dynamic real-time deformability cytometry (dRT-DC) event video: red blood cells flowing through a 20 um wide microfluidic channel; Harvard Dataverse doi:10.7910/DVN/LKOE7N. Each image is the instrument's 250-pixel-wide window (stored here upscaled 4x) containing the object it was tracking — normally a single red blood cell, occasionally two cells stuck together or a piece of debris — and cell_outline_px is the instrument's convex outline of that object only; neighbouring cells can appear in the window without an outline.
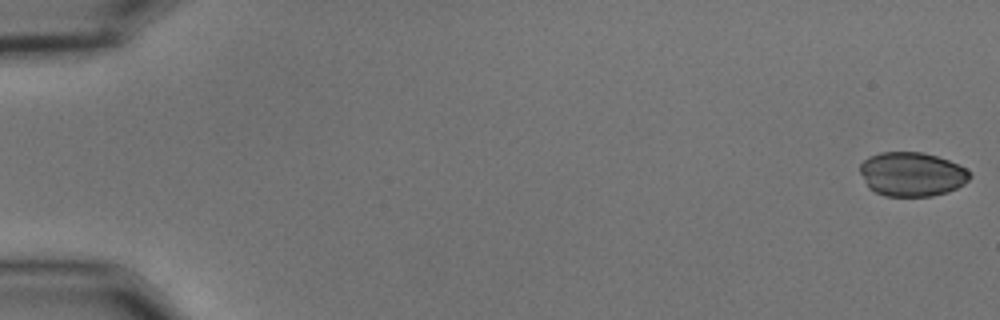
{"species": "common noctule bat (a hibernating species)", "species_latin": "Nyctalus noctula", "temperature_condition": "cold", "stored_images_in_passage": 56, "camera_frame_rate_fps": 3000, "um_per_image_px": 0.085, "animal": {"sex": "male", "body_mass_g": 15.6}, "frame": {"image": 1, "passage_image": 1, "time_ms": 0.0, "image_size_px": [1000, 320], "cell_outline_px": [[972, 176], [964, 184], [948, 192], [932, 196], [884, 196], [868, 188], [860, 172], [860, 164], [868, 156], [880, 152], [924, 152], [948, 160], [972, 172]], "centroid_in_image_um": [77.5, 14.81], "position_along_channel_um": 7.5, "area_um2": 28.38}}
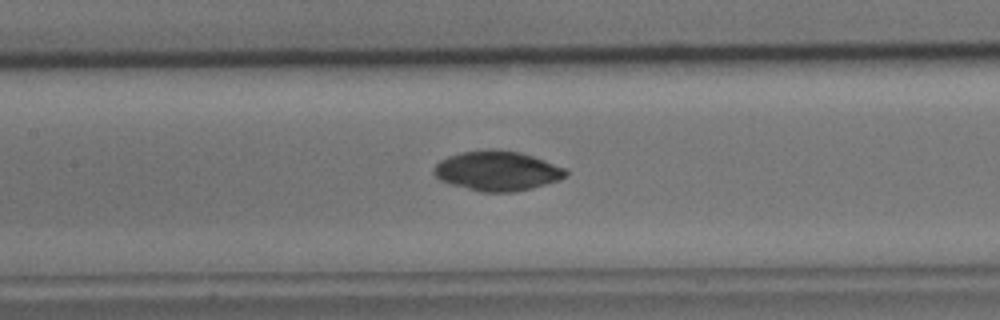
{"frame": {"image": 2, "passage_image": 27, "time_ms": 8.667, "image_size_px": [1000, 320], "cell_outline_px": [[568, 176], [532, 188], [512, 192], [480, 192], [452, 184], [440, 180], [432, 172], [432, 168], [440, 160], [448, 156], [460, 152], [488, 148], [500, 148], [520, 152], [568, 168]], "centroid_in_image_um": [42.25, 14.5], "position_along_channel_um": 165.1, "area_um2": 30.87}}
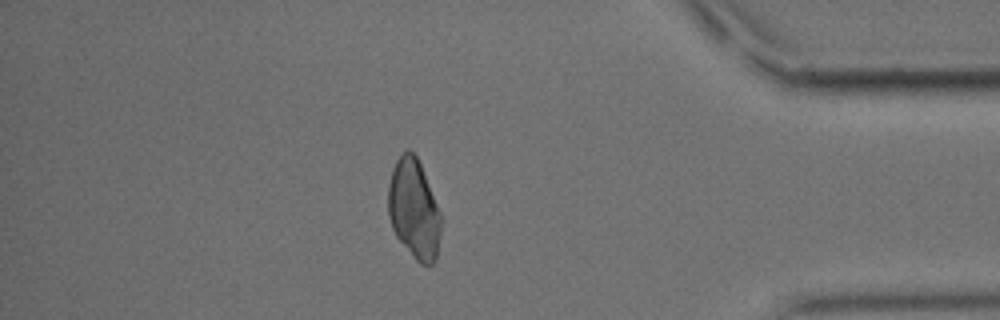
{"frame": {"image": 3, "passage_image": 49, "time_ms": 16.0, "image_size_px": [1000, 320], "cell_outline_px": [[440, 232], [436, 260], [432, 264], [420, 264], [416, 260], [396, 236], [392, 228], [388, 216], [388, 184], [392, 168], [396, 160], [408, 148], [416, 156], [420, 164], [440, 212]], "centroid_in_image_um": [35.16, 17.78], "position_along_channel_um": 400.0, "area_um2": 30.35}}